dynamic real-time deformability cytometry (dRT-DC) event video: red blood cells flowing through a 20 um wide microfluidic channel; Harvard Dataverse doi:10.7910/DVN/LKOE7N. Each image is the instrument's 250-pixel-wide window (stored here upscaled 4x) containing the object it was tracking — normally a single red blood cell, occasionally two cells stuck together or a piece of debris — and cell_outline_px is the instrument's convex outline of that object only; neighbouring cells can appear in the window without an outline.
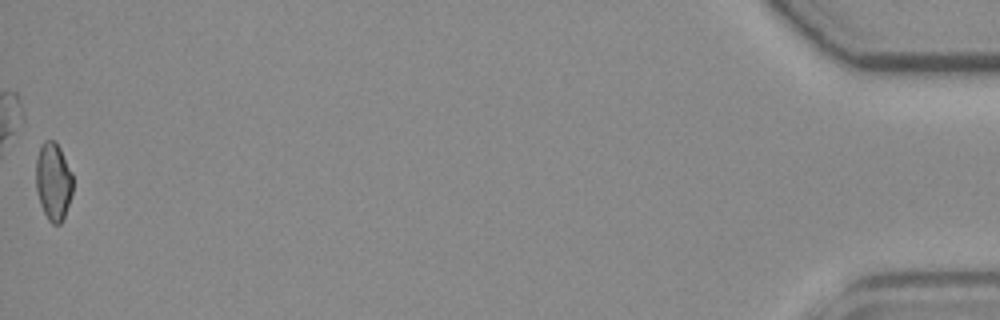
{"species": "common noctule bat (a hibernating species)", "species_latin": "Nyctalus noctula", "temperature_condition": "room temperature", "stored_images_in_passage": 46, "camera_frame_rate_fps": 3000, "um_per_image_px": 0.085, "animal": {"sex": "female", "body_mass_g": 19.3, "forearm_length_mm": 54.1}, "frame": {"image": 1, "passage_image": 46, "time_ms": 15.0, "image_size_px": [1000, 320], "cell_outline_px": [[72, 192], [64, 216], [60, 224], [52, 224], [48, 220], [40, 204], [36, 188], [36, 156], [40, 144], [44, 140], [56, 140], [72, 172]], "centroid_in_image_um": [4.51, 15.38], "position_along_channel_um": 430.7, "area_um2": 16.82}, "authors_computed_cell_mechanics": {"area_um2": 17.7446, "velocity_mm_per_s": 3.7391, "shape_relaxation_time_tau1_ms": null, "shape_relaxation_time_tau2_ms": 3.0899, "deformation_change_tau1": null, "deformation_change_tau2": 0.0726}}